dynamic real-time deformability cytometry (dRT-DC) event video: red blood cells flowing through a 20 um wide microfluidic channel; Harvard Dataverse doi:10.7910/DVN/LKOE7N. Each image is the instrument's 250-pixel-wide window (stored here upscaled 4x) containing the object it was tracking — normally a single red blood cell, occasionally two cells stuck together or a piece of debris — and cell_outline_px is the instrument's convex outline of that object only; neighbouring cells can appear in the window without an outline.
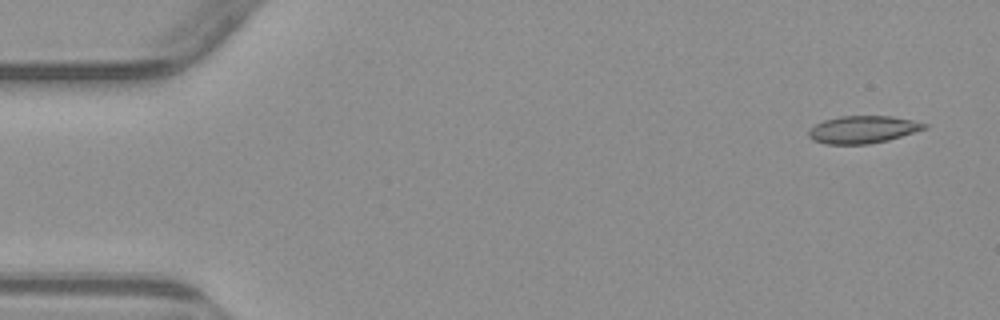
{"species": "common noctule bat (a hibernating species)", "species_latin": "Nyctalus noctula", "temperature_condition": "warm", "stored_images_in_passage": 4, "camera_frame_rate_fps": 3000, "um_per_image_px": 0.085, "animal": {"sex": "male", "body_mass_g": 23.1, "forearm_length_mm": 52.7}, "frame": {"image": 1, "passage_image": 1, "time_ms": 0.0, "image_size_px": [1000, 320], "cell_outline_px": [[928, 128], [888, 140], [868, 144], [824, 144], [812, 140], [808, 136], [808, 132], [816, 124], [824, 120], [840, 116], [892, 116], [912, 120], [928, 124]], "centroid_in_image_um": [73.35, 11.01], "position_along_channel_um": 11.7, "area_um2": 18.5}}
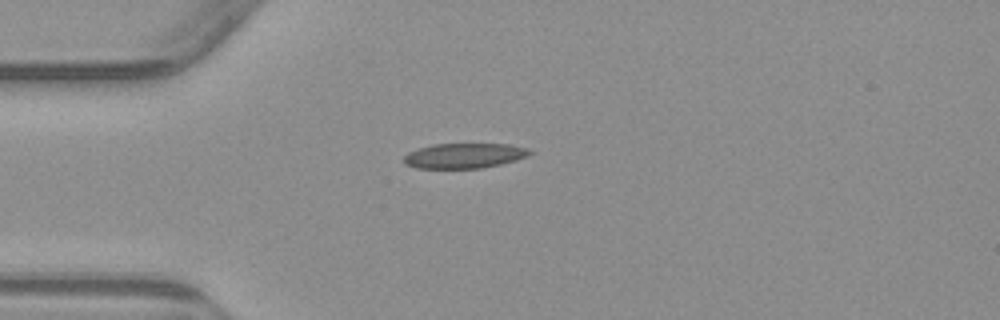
{"frame": {"image": 2, "passage_image": 4, "time_ms": 3.667, "image_size_px": [1000, 320], "cell_outline_px": [[532, 152], [528, 156], [516, 160], [500, 164], [480, 168], [416, 168], [404, 164], [404, 156], [408, 152], [416, 148], [432, 144], [508, 144], [528, 148]], "centroid_in_image_um": [39.43, 13.23], "position_along_channel_um": 45.6, "area_um2": 18.44}}